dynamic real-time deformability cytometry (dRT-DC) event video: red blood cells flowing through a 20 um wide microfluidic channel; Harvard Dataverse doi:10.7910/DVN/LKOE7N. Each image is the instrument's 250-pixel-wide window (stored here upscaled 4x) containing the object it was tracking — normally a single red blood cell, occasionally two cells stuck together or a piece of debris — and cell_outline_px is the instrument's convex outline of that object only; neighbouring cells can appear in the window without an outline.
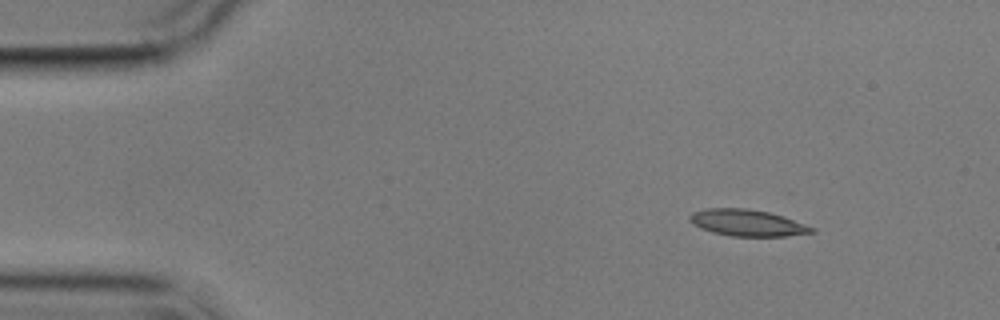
{"species": "common noctule bat (a hibernating species)", "species_latin": "Nyctalus noctula", "temperature_condition": "cold", "stored_images_in_passage": 3, "camera_frame_rate_fps": 3000, "um_per_image_px": 0.085, "animal": {"sex": "male", "body_mass_g": 17.9}, "frame": {"image": 1, "passage_image": 1, "time_ms": 0.0, "image_size_px": [1000, 320], "cell_outline_px": [[816, 232], [784, 236], [732, 236], [712, 232], [700, 228], [692, 224], [688, 220], [688, 216], [692, 212], [708, 208], [744, 208], [768, 212], [816, 228]], "centroid_in_image_um": [63.46, 18.94], "position_along_channel_um": 21.5, "area_um2": 18.73}}
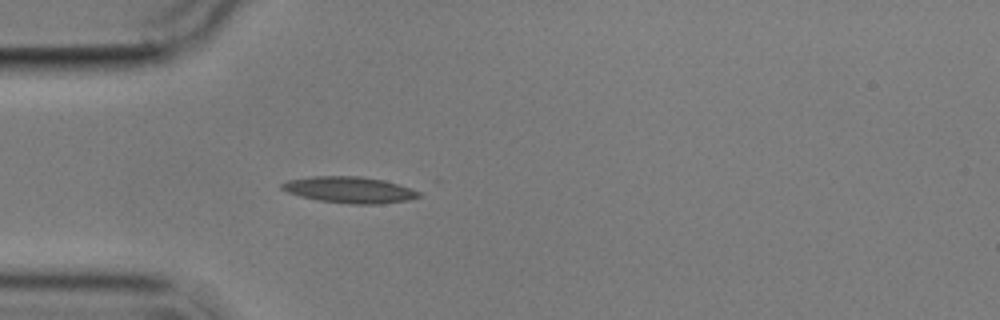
{"frame": {"image": 2, "passage_image": 3, "time_ms": 3.0, "image_size_px": [1000, 320], "cell_outline_px": [[420, 196], [408, 200], [380, 204], [352, 204], [320, 200], [300, 196], [288, 192], [280, 188], [280, 184], [288, 180], [312, 176], [360, 176], [384, 180], [420, 192]], "centroid_in_image_um": [29.68, 16.13], "position_along_channel_um": 55.3, "area_um2": 20.75}}